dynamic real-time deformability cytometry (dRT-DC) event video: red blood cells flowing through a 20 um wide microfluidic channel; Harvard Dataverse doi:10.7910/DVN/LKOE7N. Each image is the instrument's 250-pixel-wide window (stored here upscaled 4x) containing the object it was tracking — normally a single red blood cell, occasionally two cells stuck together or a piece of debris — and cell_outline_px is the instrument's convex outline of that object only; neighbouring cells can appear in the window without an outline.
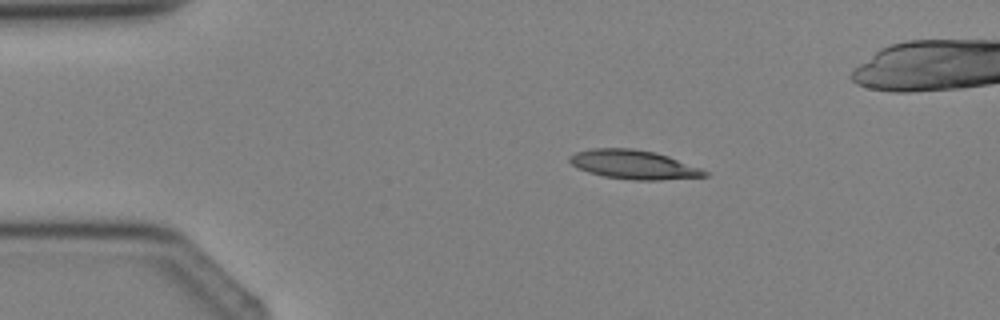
{"species": "Egyptian fruit bat (a non-hibernating species)", "species_latin": "Rousettus aegyptiacus", "temperature_condition": "cold", "stored_images_in_passage": 4, "camera_frame_rate_fps": 3000, "um_per_image_px": 0.085, "animal": {"sex": "female"}, "frame": {"image": 1, "passage_image": 3, "time_ms": 2.333, "image_size_px": [1000, 320], "cell_outline_px": [[708, 176], [660, 180], [632, 180], [604, 176], [588, 172], [572, 164], [568, 160], [568, 156], [576, 152], [592, 148], [632, 148], [656, 152], [668, 156], [700, 168], [708, 172]], "centroid_in_image_um": [53.85, 13.98], "position_along_channel_um": 31.1, "area_um2": 22.72}}